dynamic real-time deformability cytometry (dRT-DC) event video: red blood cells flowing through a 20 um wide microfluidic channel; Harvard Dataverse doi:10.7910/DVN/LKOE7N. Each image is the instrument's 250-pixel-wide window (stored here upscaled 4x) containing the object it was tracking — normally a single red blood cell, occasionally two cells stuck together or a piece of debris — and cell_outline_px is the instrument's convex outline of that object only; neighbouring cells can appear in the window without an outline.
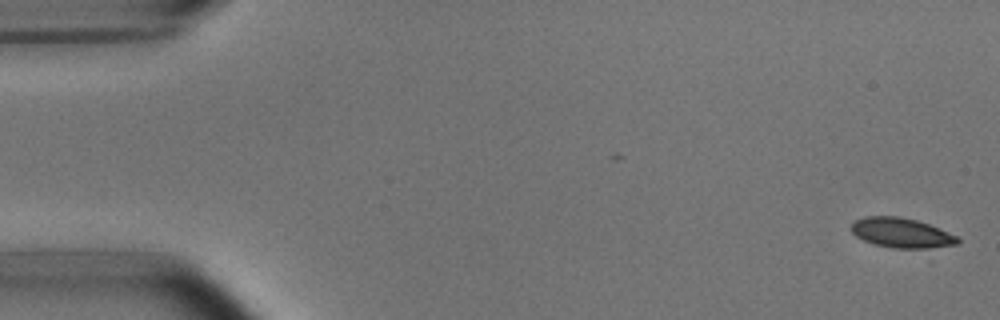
{"species": "common noctule bat (a hibernating species)", "species_latin": "Nyctalus noctula", "temperature_condition": "room temperature", "stored_images_in_passage": 4, "camera_frame_rate_fps": 3000, "um_per_image_px": 0.085, "animal": {"sex": "male", "body_mass_g": 15.6}, "frame": {"image": 1, "passage_image": 1, "time_ms": 0.0, "image_size_px": [1000, 320], "cell_outline_px": [[960, 244], [928, 248], [892, 248], [876, 244], [864, 240], [856, 236], [852, 232], [852, 224], [856, 220], [864, 216], [896, 216], [916, 220], [928, 224], [956, 236], [960, 240]], "centroid_in_image_um": [76.62, 19.79], "position_along_channel_um": 8.4, "area_um2": 18.21}}
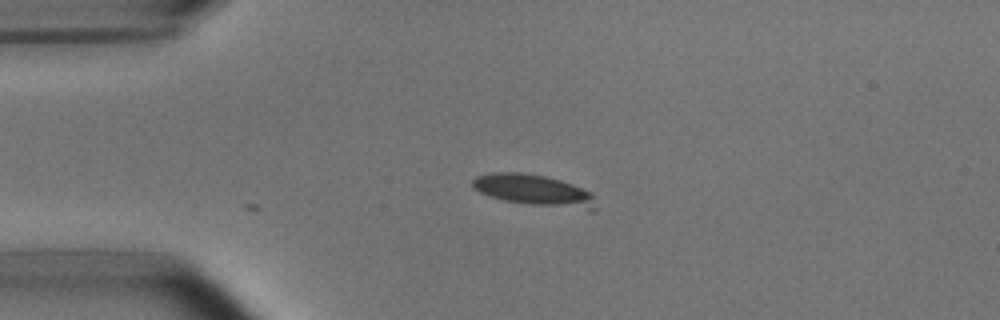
{"frame": {"image": 2, "passage_image": 4, "time_ms": 1.0, "image_size_px": [1000, 320], "cell_outline_px": [[596, 208], [592, 212], [528, 204], [504, 200], [480, 192], [472, 184], [472, 180], [476, 176], [492, 172], [520, 172], [544, 176], [560, 180], [572, 184], [592, 192]], "centroid_in_image_um": [45.46, 16.2], "position_along_channel_um": 39.5, "area_um2": 22.6}}